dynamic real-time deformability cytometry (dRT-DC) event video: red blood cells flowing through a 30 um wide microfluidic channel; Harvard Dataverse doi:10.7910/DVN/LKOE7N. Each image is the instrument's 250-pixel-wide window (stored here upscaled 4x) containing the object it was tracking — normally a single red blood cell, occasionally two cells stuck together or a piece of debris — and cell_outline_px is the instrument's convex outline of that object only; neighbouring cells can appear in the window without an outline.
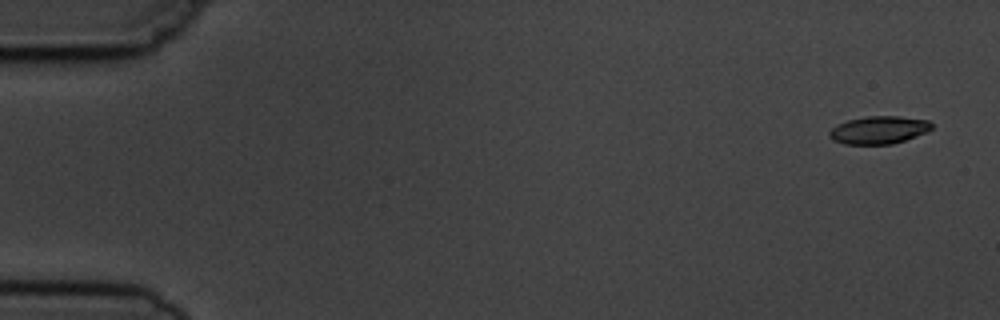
{"species": "common noctule bat (a hibernating species)", "species_latin": "Nyctalus noctula", "temperature_condition": "cold", "stored_images_in_passage": 5, "camera_frame_rate_fps": 3000, "um_per_image_px": 0.085, "animal": {"sex": "male", "body_mass_g": 19.5, "forearm_length_mm": 54.6}, "frame": {"image": 1, "passage_image": 1, "time_ms": 0.0, "image_size_px": [1000, 320], "cell_outline_px": [[932, 128], [916, 136], [892, 144], [844, 144], [828, 136], [828, 132], [836, 124], [848, 120], [868, 116], [900, 116], [928, 120], [932, 124]], "centroid_in_image_um": [74.68, 11.04], "position_along_channel_um": 10.3, "area_um2": 16.42}}
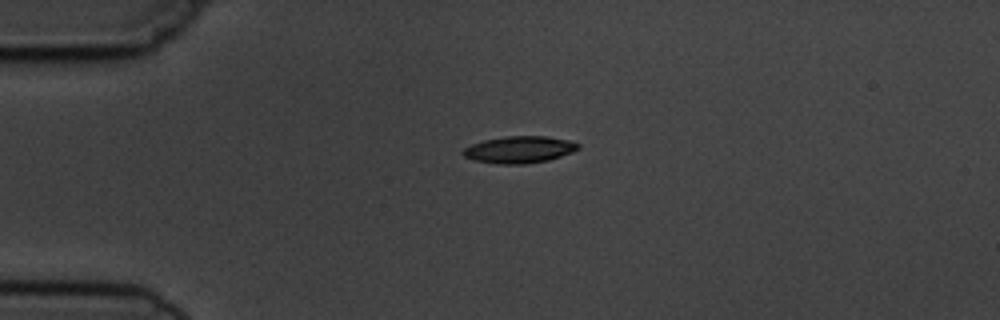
{"frame": {"image": 2, "passage_image": 4, "time_ms": 3.667, "image_size_px": [1000, 320], "cell_outline_px": [[580, 148], [572, 152], [548, 160], [524, 164], [496, 164], [476, 160], [464, 156], [460, 152], [464, 148], [472, 144], [484, 140], [508, 136], [548, 136], [568, 140], [580, 144]], "centroid_in_image_um": [44.15, 12.71], "position_along_channel_um": 40.9, "area_um2": 17.98}}